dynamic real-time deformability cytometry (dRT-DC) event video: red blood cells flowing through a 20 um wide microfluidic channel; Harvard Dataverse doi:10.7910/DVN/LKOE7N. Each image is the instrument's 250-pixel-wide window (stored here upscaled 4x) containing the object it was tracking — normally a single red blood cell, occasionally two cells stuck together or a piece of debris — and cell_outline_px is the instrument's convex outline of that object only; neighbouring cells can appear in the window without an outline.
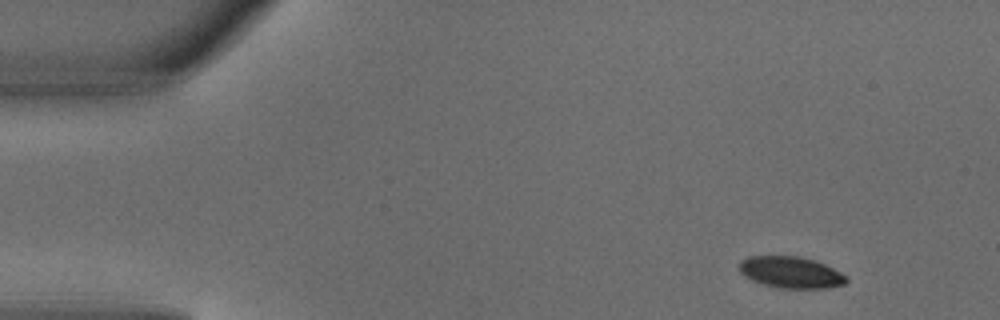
{"species": "common noctule bat (a hibernating species)", "species_latin": "Nyctalus noctula", "temperature_condition": "warm", "stored_images_in_passage": 4, "camera_frame_rate_fps": 3000, "um_per_image_px": 0.085, "animal": {"sex": "male", "body_mass_g": 18.8}, "frame": {"image": 1, "passage_image": 1, "time_ms": 0.0, "image_size_px": [1000, 320], "cell_outline_px": [[848, 280], [844, 284], [824, 288], [780, 288], [764, 284], [752, 280], [744, 276], [740, 272], [740, 260], [748, 256], [800, 256], [824, 264], [848, 276]], "centroid_in_image_um": [67.21, 23.14], "position_along_channel_um": 17.8, "area_um2": 19.54}}
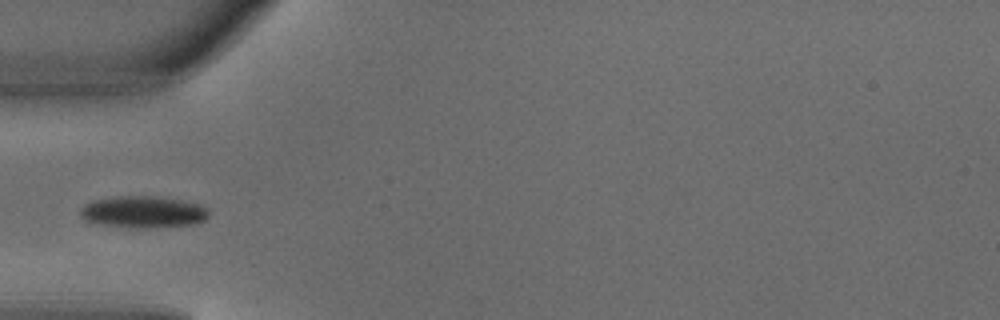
{"frame": {"image": 2, "passage_image": 4, "time_ms": 1.0, "image_size_px": [1000, 320], "cell_outline_px": [[208, 216], [204, 220], [196, 224], [144, 228], [136, 228], [100, 224], [84, 220], [80, 216], [80, 208], [84, 204], [96, 200], [120, 196], [148, 196], [180, 200], [196, 204], [208, 208]], "centroid_in_image_um": [12.15, 18.03], "position_along_channel_um": 72.9, "area_um2": 23.52}}